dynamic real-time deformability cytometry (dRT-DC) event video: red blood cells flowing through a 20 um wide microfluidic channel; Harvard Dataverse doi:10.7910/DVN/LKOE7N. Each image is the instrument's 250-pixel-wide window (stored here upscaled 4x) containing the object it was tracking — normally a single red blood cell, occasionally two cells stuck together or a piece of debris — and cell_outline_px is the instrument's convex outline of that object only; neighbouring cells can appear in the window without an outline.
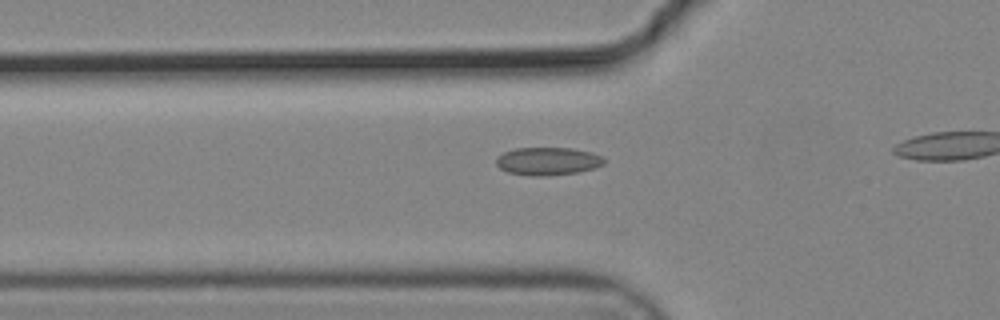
{"species": "common noctule bat (a hibernating species)", "species_latin": "Nyctalus noctula", "temperature_condition": "cold", "stored_images_in_passage": 25, "camera_frame_rate_fps": 3000, "um_per_image_px": 0.085, "animal": {"sex": "male", "body_mass_g": 19.2, "forearm_length_mm": 51.8}, "frame": {"image": 1, "passage_image": 13, "time_ms": 4.0, "image_size_px": [1000, 320], "cell_outline_px": [[604, 164], [596, 168], [580, 172], [544, 176], [532, 176], [508, 172], [500, 168], [496, 164], [496, 156], [504, 152], [516, 148], [572, 148], [592, 152], [600, 156], [604, 160]], "centroid_in_image_um": [46.56, 13.7], "position_along_channel_um": 79.2, "area_um2": 17.63}}
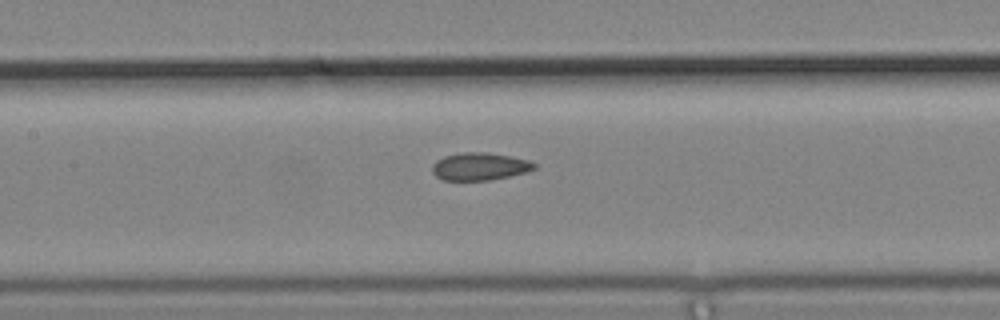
{"frame": {"image": 2, "passage_image": 20, "time_ms": 6.333, "image_size_px": [1000, 320], "cell_outline_px": [[536, 168], [528, 172], [488, 180], [444, 180], [436, 176], [432, 172], [432, 164], [436, 160], [444, 156], [464, 152], [488, 152], [528, 160], [536, 164]], "centroid_in_image_um": [40.76, 14.14], "position_along_channel_um": 166.6, "area_um2": 16.36}}
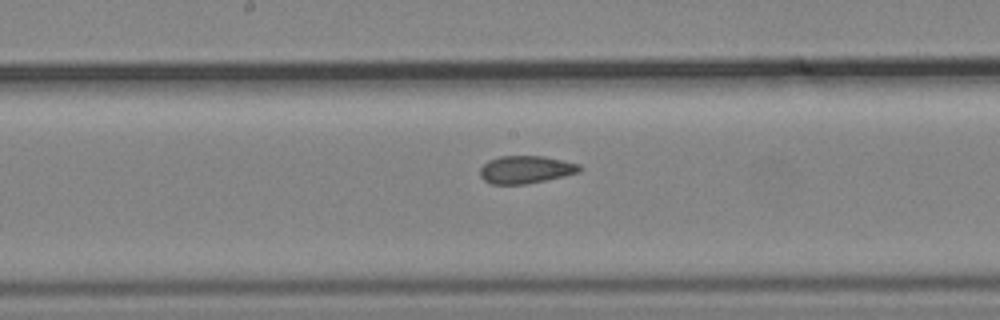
{"frame": {"image": 3, "passage_image": 23, "time_ms": 7.333, "image_size_px": [1000, 320], "cell_outline_px": [[584, 168], [580, 172], [564, 176], [524, 184], [492, 184], [484, 180], [480, 176], [480, 168], [488, 160], [500, 156], [544, 156], [580, 164]], "centroid_in_image_um": [44.71, 14.4], "position_along_channel_um": 203.5, "area_um2": 16.07}}